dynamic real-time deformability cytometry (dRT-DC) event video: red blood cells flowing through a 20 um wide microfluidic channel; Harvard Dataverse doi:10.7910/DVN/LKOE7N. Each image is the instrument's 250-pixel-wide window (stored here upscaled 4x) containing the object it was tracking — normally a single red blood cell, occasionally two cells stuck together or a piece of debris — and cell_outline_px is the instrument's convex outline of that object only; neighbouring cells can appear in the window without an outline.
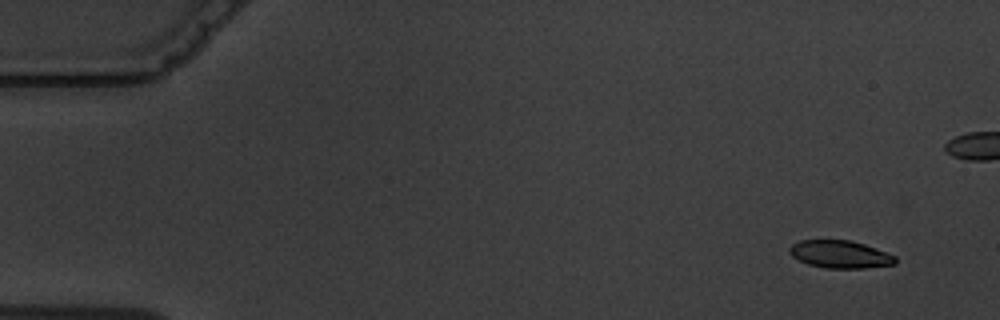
{"species": "common noctule bat (a hibernating species)", "species_latin": "Nyctalus noctula", "temperature_condition": "warm", "stored_images_in_passage": 6, "camera_frame_rate_fps": 3000, "um_per_image_px": 0.085, "animal": {"sex": "male", "body_mass_g": 19.5, "forearm_length_mm": 54.6}, "frame": {"image": 1, "passage_image": 2, "time_ms": 1.0, "image_size_px": [1000, 320], "cell_outline_px": [[896, 264], [864, 268], [824, 268], [808, 264], [792, 256], [788, 252], [788, 248], [792, 244], [800, 240], [852, 240], [864, 244], [896, 256]], "centroid_in_image_um": [71.39, 21.61], "position_along_channel_um": 13.6, "area_um2": 17.05}}
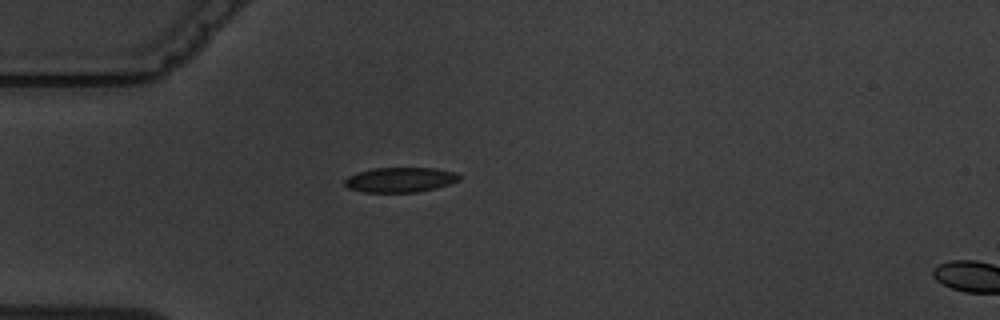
{"frame": {"image": 2, "passage_image": 6, "time_ms": 7.333, "image_size_px": [1000, 320], "cell_outline_px": [[460, 180], [436, 188], [416, 192], [364, 192], [348, 188], [344, 184], [344, 180], [348, 176], [372, 168], [436, 168], [456, 172], [460, 176]], "centroid_in_image_um": [34.02, 15.28], "position_along_channel_um": 51.0, "area_um2": 16.59}}